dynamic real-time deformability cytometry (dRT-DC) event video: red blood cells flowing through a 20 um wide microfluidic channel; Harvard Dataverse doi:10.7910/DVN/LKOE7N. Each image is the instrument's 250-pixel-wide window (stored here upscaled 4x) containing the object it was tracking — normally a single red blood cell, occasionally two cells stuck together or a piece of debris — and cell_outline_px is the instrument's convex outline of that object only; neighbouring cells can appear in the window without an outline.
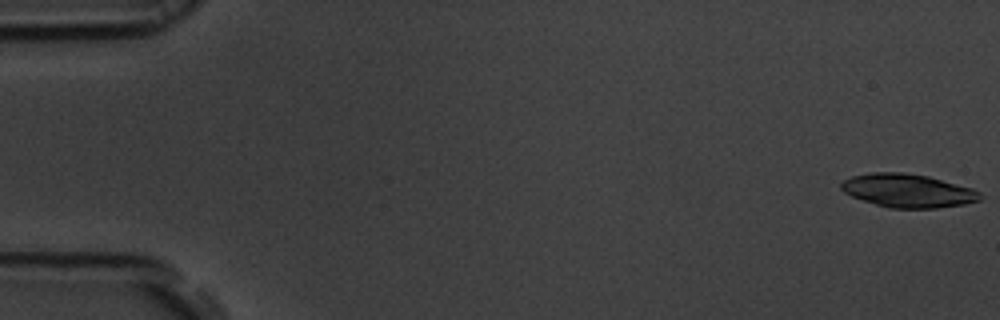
{"species": "common noctule bat (a hibernating species)", "species_latin": "Nyctalus noctula", "temperature_condition": "room temperature", "stored_images_in_passage": 53, "camera_frame_rate_fps": 3000, "um_per_image_px": 0.085, "animal": {"sex": "male", "body_mass_g": 19.5, "forearm_length_mm": 54.6}, "frame": {"image": 1, "passage_image": 1, "time_ms": 0.0, "image_size_px": [1000, 320], "cell_outline_px": [[980, 200], [964, 204], [936, 208], [888, 208], [852, 196], [844, 192], [840, 188], [840, 184], [844, 180], [852, 176], [872, 172], [904, 172], [928, 176], [972, 188], [980, 192]], "centroid_in_image_um": [77.16, 16.2], "position_along_channel_um": 7.8, "area_um2": 26.93}}
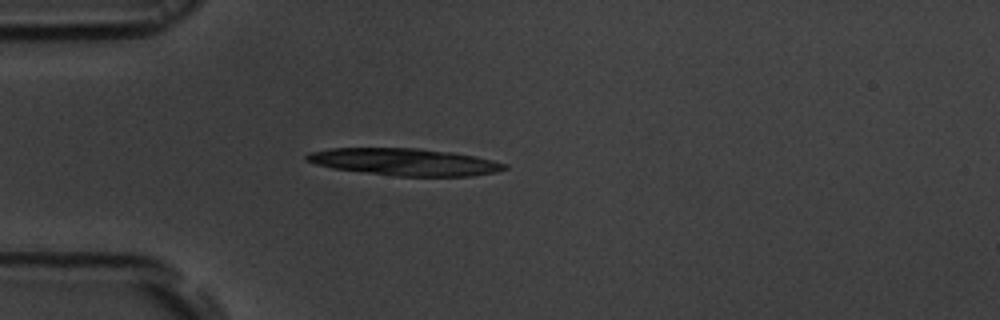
{"frame": {"image": 2, "passage_image": 15, "time_ms": 4.667, "image_size_px": [1000, 320], "cell_outline_px": [[508, 168], [496, 172], [472, 176], [396, 176], [332, 168], [316, 164], [304, 160], [304, 156], [308, 152], [332, 148], [416, 148], [452, 152], [476, 156], [508, 164]], "centroid_in_image_um": [34.39, 13.76], "position_along_channel_um": 50.6, "area_um2": 31.33}}